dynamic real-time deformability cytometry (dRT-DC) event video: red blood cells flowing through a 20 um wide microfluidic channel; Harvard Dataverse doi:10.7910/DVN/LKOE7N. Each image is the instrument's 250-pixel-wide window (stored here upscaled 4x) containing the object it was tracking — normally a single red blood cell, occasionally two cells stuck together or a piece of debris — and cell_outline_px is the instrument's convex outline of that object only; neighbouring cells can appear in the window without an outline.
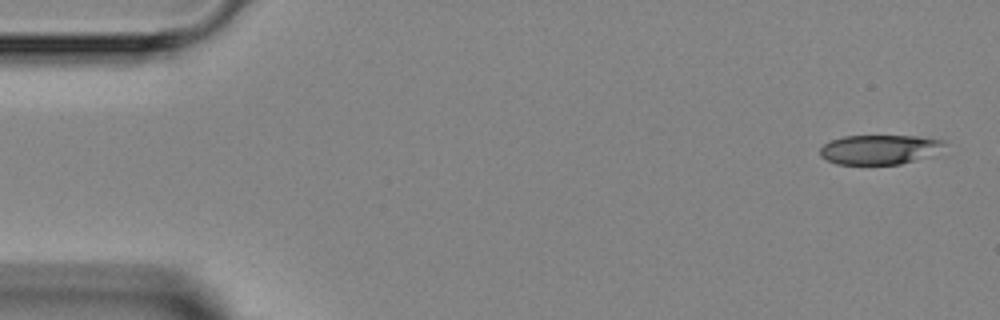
{"species": "Egyptian fruit bat (a non-hibernating species)", "species_latin": "Rousettus aegyptiacus", "temperature_condition": "room temperature", "stored_images_in_passage": 5, "camera_frame_rate_fps": 3000, "um_per_image_px": 0.085, "animal": {"sex": "female"}, "frame": {"image": 1, "passage_image": 1, "time_ms": 0.0, "image_size_px": [1000, 320], "cell_outline_px": [[948, 144], [912, 160], [900, 164], [836, 164], [820, 156], [820, 148], [824, 144], [832, 140], [844, 136], [916, 136], [944, 140]], "centroid_in_image_um": [74.65, 12.69], "position_along_channel_um": 10.3, "area_um2": 20.75}}